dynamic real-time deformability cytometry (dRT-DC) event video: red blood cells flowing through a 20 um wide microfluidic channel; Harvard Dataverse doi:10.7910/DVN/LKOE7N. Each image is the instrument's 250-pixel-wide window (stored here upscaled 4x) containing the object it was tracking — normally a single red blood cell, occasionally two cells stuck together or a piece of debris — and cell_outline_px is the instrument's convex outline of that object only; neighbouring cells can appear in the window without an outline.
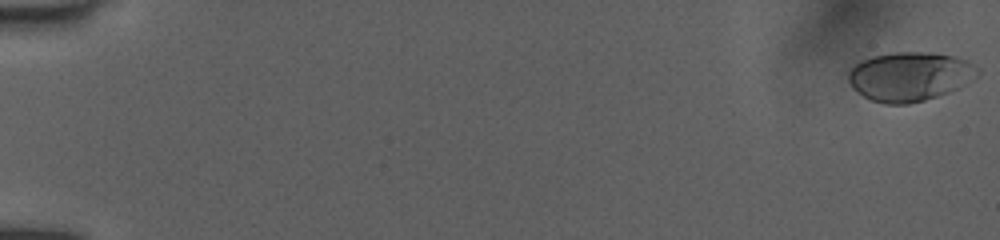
{"species": "human", "species_latin": "Homo sapiens", "temperature_condition": "room temperature", "stored_images_in_passage": 45, "camera_frame_rate_fps": 3000, "um_per_image_px": 0.085, "donor": {"sex": "female"}, "frame": {"image": 1, "passage_image": 1, "time_ms": 0.0, "image_size_px": [1000, 240], "cell_outline_px": [[980, 72], [956, 88], [948, 92], [924, 100], [908, 104], [884, 104], [872, 100], [864, 96], [852, 88], [848, 80], [848, 72], [860, 60], [872, 56], [896, 52], [928, 52], [956, 56], [968, 60], [980, 68]], "centroid_in_image_um": [77.3, 6.48], "position_along_channel_um": 7.7, "area_um2": 36.82}}
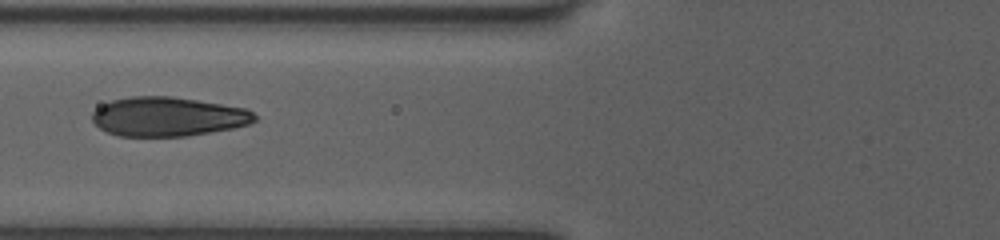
{"frame": {"image": 2, "passage_image": 20, "time_ms": 7.333, "image_size_px": [1000, 240], "cell_outline_px": [[256, 120], [248, 124], [232, 128], [188, 136], [120, 136], [108, 132], [100, 128], [92, 120], [92, 112], [96, 108], [112, 100], [132, 96], [172, 96], [248, 108], [256, 116]], "centroid_in_image_um": [14.28, 9.91], "position_along_channel_um": 111.5, "area_um2": 37.11}}
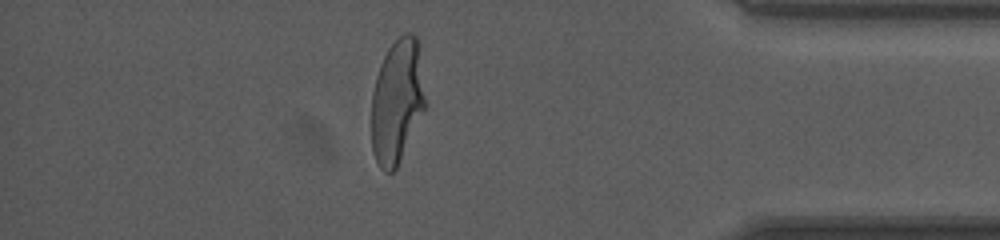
{"frame": {"image": 3, "passage_image": 37, "time_ms": 15.333, "image_size_px": [1000, 240], "cell_outline_px": [[428, 104], [396, 168], [392, 172], [384, 172], [380, 168], [372, 152], [372, 92], [376, 76], [380, 64], [388, 48], [404, 32], [412, 32], [416, 36], [420, 44]], "centroid_in_image_um": [33.8, 8.55], "position_along_channel_um": 401.4, "area_um2": 39.88}, "authors_computed_cell_mechanics": {"area_um2": 37.8012, "velocity_mm_per_s": 3.9741, "shape_relaxation_time_tau1_ms": 3.4309, "shape_relaxation_time_tau2_ms": null, "deformation_change_tau1": 0.1655, "deformation_change_tau2": null}}